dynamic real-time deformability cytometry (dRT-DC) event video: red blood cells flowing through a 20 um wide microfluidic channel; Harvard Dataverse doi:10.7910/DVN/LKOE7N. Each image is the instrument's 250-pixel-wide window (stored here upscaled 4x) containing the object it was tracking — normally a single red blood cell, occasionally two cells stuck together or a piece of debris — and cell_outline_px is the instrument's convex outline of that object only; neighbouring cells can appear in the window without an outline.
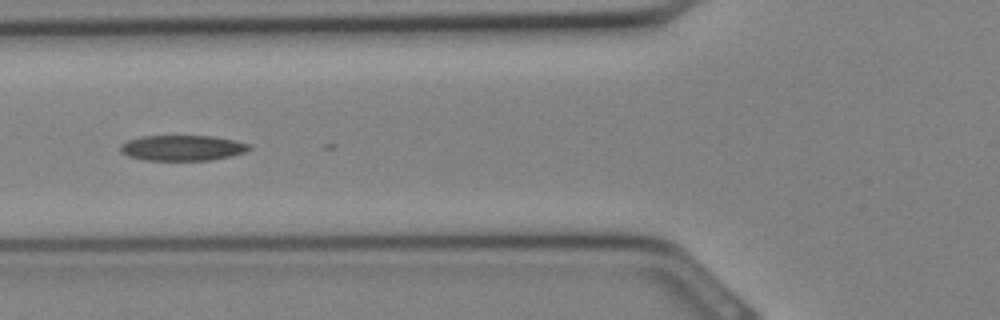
{"species": "Egyptian fruit bat (a non-hibernating species)", "species_latin": "Rousettus aegyptiacus", "temperature_condition": "cold", "stored_images_in_passage": 27, "camera_frame_rate_fps": 3000, "um_per_image_px": 0.085, "animal": {"sex": "female"}, "frame": {"image": 1, "passage_image": 7, "time_ms": 2.0, "image_size_px": [1000, 320], "cell_outline_px": [[252, 148], [244, 152], [232, 156], [208, 160], [144, 160], [128, 156], [120, 152], [120, 144], [128, 140], [144, 136], [212, 136], [236, 140], [248, 144]], "centroid_in_image_um": [15.49, 12.57], "position_along_channel_um": 110.3, "area_um2": 19.13}}
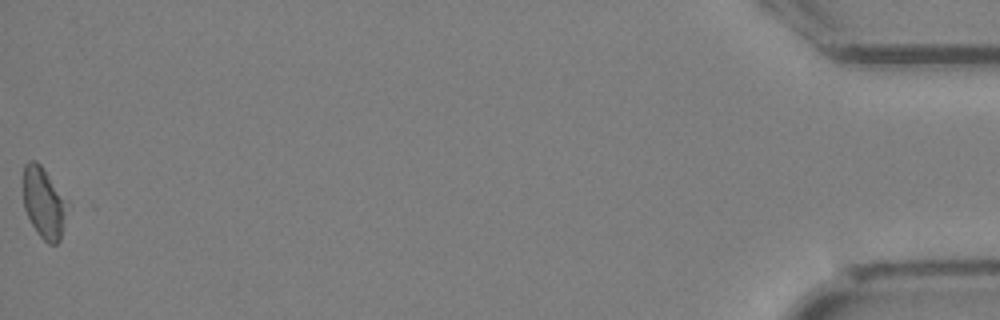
{"frame": {"image": 2, "passage_image": 27, "time_ms": 8.667, "image_size_px": [1000, 320], "cell_outline_px": [[68, 200], [60, 240], [56, 244], [48, 244], [36, 232], [24, 208], [24, 164], [28, 160], [36, 160], [40, 164]], "centroid_in_image_um": [3.72, 17.22], "position_along_channel_um": 431.5, "area_um2": 18.09}}